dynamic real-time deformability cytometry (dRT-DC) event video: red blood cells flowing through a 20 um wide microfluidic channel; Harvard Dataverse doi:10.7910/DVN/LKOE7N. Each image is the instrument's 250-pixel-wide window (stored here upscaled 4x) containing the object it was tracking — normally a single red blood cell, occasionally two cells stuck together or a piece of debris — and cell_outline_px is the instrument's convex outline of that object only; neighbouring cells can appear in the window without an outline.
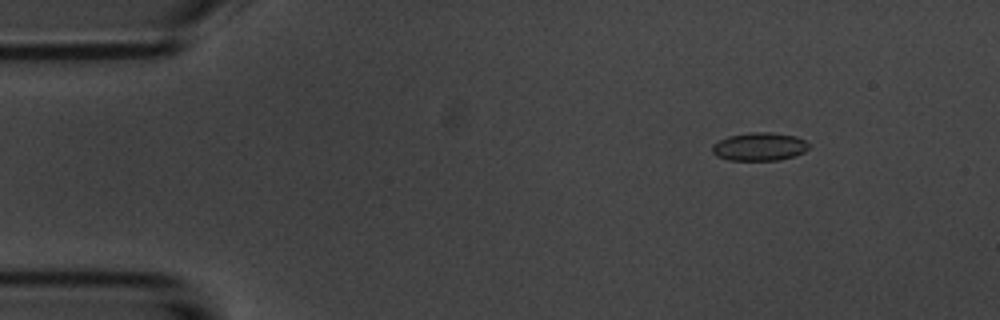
{"species": "common noctule bat (a hibernating species)", "species_latin": "Nyctalus noctula", "temperature_condition": "room temperature", "stored_images_in_passage": 6, "camera_frame_rate_fps": 3000, "um_per_image_px": 0.085, "animal": {"sex": "male", "body_mass_g": 20.1, "forearm_length_mm": 53.5}, "frame": {"image": 1, "passage_image": 2, "time_ms": 1.333, "image_size_px": [1000, 320], "cell_outline_px": [[812, 144], [804, 152], [796, 156], [780, 160], [728, 160], [716, 156], [712, 152], [712, 144], [728, 136], [748, 132], [772, 132], [796, 136]], "centroid_in_image_um": [64.57, 12.46], "position_along_channel_um": 20.4, "area_um2": 16.13}}
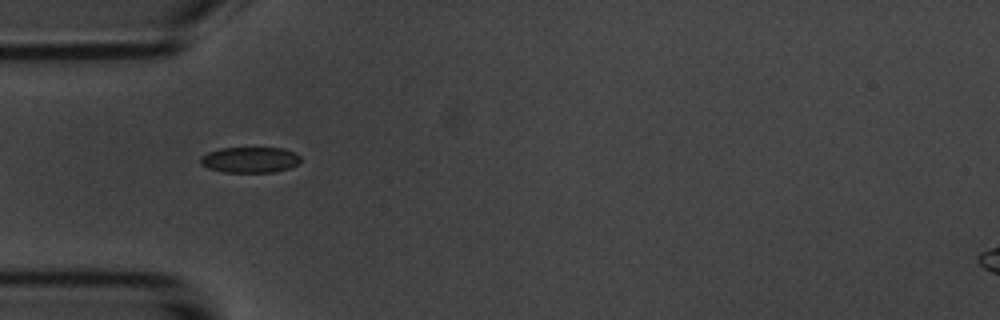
{"frame": {"image": 2, "passage_image": 5, "time_ms": 4.667, "image_size_px": [1000, 320], "cell_outline_px": [[300, 164], [292, 168], [276, 172], [224, 172], [208, 168], [200, 164], [200, 156], [208, 152], [220, 148], [284, 148], [296, 152], [300, 156]], "centroid_in_image_um": [21.29, 13.58], "position_along_channel_um": 63.7, "area_um2": 15.32}}
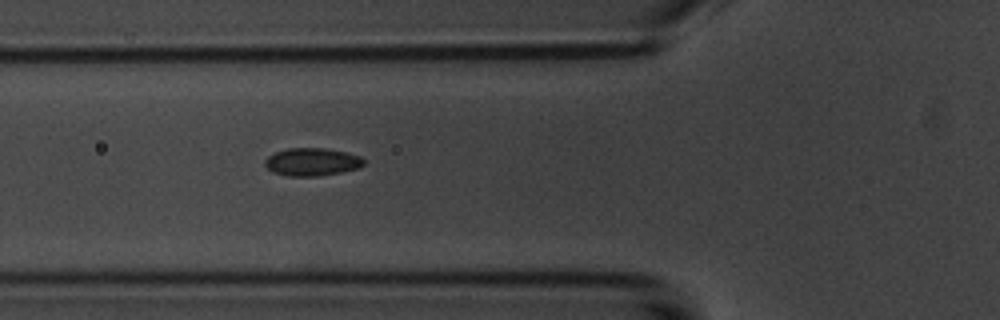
{"frame": {"image": 3, "passage_image": 6, "time_ms": 5.667, "image_size_px": [1000, 320], "cell_outline_px": [[364, 164], [360, 168], [340, 172], [316, 176], [288, 176], [272, 172], [264, 164], [264, 160], [268, 156], [276, 152], [288, 148], [324, 148], [344, 152], [360, 156], [364, 160]], "centroid_in_image_um": [26.5, 13.76], "position_along_channel_um": 99.3, "area_um2": 15.95}}